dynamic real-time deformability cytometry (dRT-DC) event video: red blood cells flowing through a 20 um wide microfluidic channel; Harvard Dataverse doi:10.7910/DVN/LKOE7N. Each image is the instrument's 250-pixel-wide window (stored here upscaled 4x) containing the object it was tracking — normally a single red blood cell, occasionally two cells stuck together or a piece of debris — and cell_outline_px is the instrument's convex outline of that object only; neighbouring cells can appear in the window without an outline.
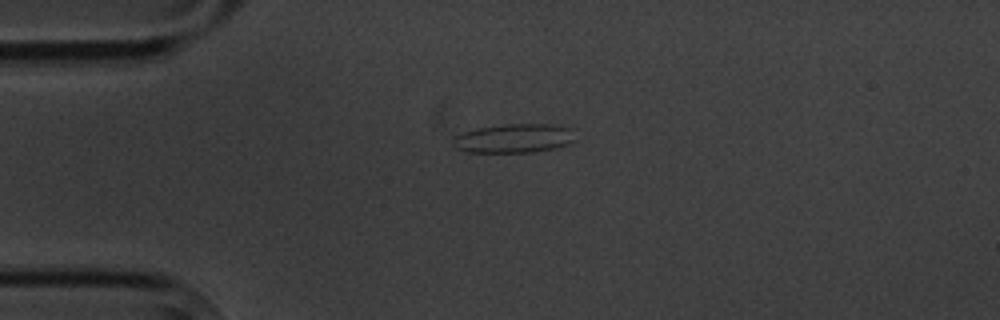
{"species": "common noctule bat (a hibernating species)", "species_latin": "Nyctalus noctula", "temperature_condition": "cold", "stored_images_in_passage": 2, "camera_frame_rate_fps": 3000, "um_per_image_px": 0.085, "animal": {"sex": "male", "body_mass_g": 20.1, "forearm_length_mm": 53.5}, "frame": {"image": 1, "passage_image": 1, "time_ms": 0.0, "image_size_px": [1000, 320], "cell_outline_px": [[576, 140], [568, 144], [556, 148], [532, 152], [464, 152], [456, 148], [452, 144], [452, 136], [464, 132], [480, 128], [504, 124], [548, 124], [572, 128]], "centroid_in_image_um": [43.69, 11.76], "position_along_channel_um": 41.3, "area_um2": 20.81}}